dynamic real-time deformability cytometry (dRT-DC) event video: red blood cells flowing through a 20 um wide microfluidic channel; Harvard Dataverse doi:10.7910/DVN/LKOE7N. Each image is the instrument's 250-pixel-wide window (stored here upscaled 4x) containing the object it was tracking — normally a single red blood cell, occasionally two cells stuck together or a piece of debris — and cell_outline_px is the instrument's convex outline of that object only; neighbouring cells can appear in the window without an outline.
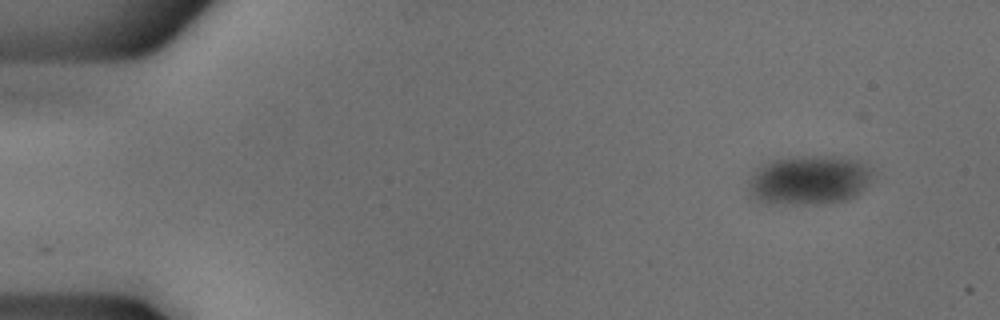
{"species": "common noctule bat (a hibernating species)", "species_latin": "Nyctalus noctula", "temperature_condition": "cold", "stored_images_in_passage": 50, "camera_frame_rate_fps": 3000, "um_per_image_px": 0.085, "animal": {"sex": "male", "body_mass_g": 18.8}, "frame": {"image": 1, "passage_image": 1, "time_ms": 0.0, "image_size_px": [1000, 320], "cell_outline_px": [[872, 180], [860, 192], [848, 200], [804, 204], [796, 204], [760, 200], [752, 196], [748, 188], [748, 180], [752, 172], [756, 168], [772, 160], [800, 156], [832, 156], [848, 160], [872, 168]], "centroid_in_image_um": [68.75, 15.3], "position_along_channel_um": 16.3, "area_um2": 34.97}}
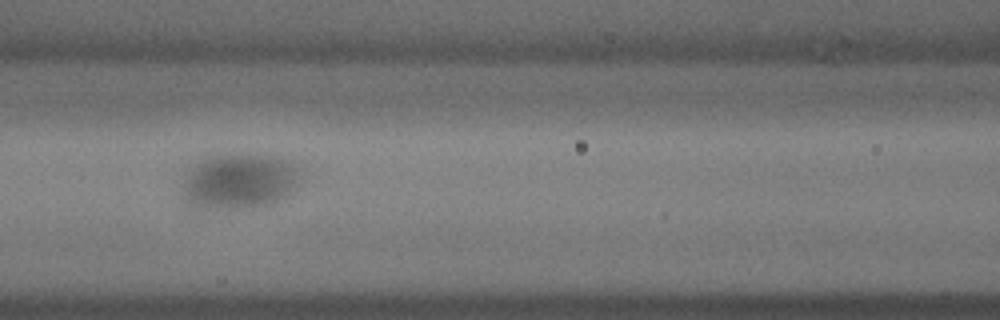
{"frame": {"image": 2, "passage_image": 20, "time_ms": 6.333, "image_size_px": [1000, 320], "cell_outline_px": [[288, 184], [272, 200], [264, 204], [192, 204], [188, 196], [188, 180], [192, 172], [200, 164], [208, 160], [224, 156], [256, 156], [280, 160], [284, 168], [288, 180]], "centroid_in_image_um": [20.14, 15.37], "position_along_channel_um": 146.5, "area_um2": 30.11}}
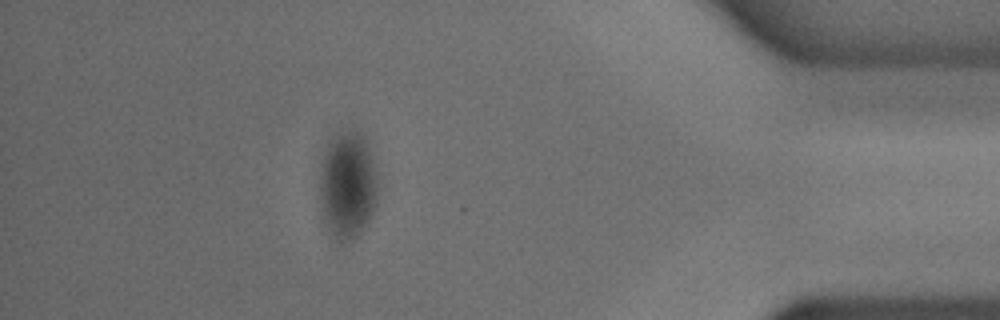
{"frame": {"image": 3, "passage_image": 44, "time_ms": 14.333, "image_size_px": [1000, 320], "cell_outline_px": [[376, 204], [372, 216], [364, 228], [352, 240], [340, 244], [328, 232], [320, 220], [320, 168], [324, 152], [328, 140], [340, 128], [352, 128], [360, 132], [364, 136], [372, 156], [376, 176]], "centroid_in_image_um": [29.5, 15.74], "position_along_channel_um": 405.7, "area_um2": 37.69}}